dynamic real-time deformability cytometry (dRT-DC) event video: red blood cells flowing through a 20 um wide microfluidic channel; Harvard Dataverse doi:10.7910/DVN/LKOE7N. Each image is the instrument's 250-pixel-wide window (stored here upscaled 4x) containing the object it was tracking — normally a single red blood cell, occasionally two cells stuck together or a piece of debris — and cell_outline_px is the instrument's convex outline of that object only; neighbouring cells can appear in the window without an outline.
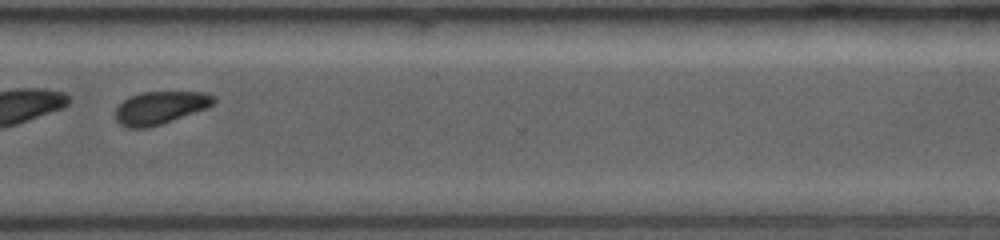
{"species": "common noctule bat (a hibernating species)", "species_latin": "Nyctalus noctula", "temperature_condition": "room temperature", "stored_images_in_passage": 30, "camera_frame_rate_fps": 3500, "um_per_image_px": 0.085, "animal": {"sex": "female", "body_mass_g": 19.0, "forearm_length_mm": 53.3}, "frame": {"image": 1, "passage_image": 22, "time_ms": 7.143, "image_size_px": [1000, 240], "cell_outline_px": [[216, 100], [208, 108], [148, 128], [128, 128], [120, 124], [116, 120], [116, 108], [124, 100], [132, 96], [144, 92], [204, 92], [216, 96]], "centroid_in_image_um": [13.64, 9.16], "position_along_channel_um": 357.0, "area_um2": 18.61}}